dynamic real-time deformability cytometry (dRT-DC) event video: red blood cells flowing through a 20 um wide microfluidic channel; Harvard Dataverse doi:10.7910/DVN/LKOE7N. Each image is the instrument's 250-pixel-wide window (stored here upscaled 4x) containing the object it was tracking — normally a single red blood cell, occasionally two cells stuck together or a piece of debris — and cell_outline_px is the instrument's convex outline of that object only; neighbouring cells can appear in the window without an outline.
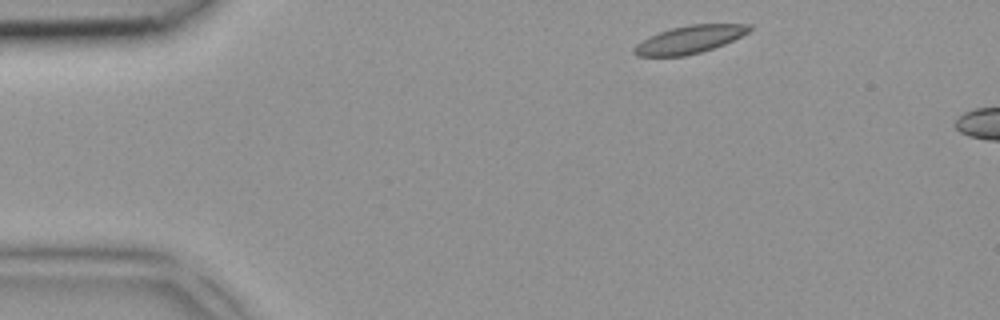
{"species": "common noctule bat (a hibernating species)", "species_latin": "Nyctalus noctula", "temperature_condition": "room temperature", "stored_images_in_passage": 2, "camera_frame_rate_fps": 3000, "um_per_image_px": 0.085, "animal": {"sex": "female", "body_mass_g": 18.4}, "frame": {"image": 1, "passage_image": 1, "time_ms": 0.0, "image_size_px": [1000, 320], "cell_outline_px": [[752, 28], [748, 32], [724, 44], [700, 52], [684, 56], [636, 56], [632, 52], [636, 44], [648, 36], [672, 28], [688, 24], [752, 24]], "centroid_in_image_um": [58.58, 3.35], "position_along_channel_um": 26.4, "area_um2": 18.5}}